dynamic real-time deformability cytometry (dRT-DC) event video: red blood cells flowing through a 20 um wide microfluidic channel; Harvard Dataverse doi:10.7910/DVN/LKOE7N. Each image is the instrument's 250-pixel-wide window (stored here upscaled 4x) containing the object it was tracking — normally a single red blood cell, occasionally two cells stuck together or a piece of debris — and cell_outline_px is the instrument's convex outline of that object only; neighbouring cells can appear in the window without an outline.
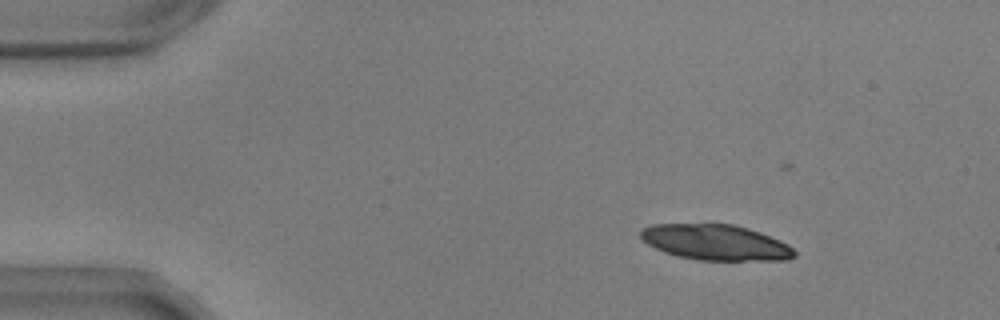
{"species": "common noctule bat (a hibernating species)", "species_latin": "Nyctalus noctula", "temperature_condition": "warm", "stored_images_in_passage": 40, "camera_frame_rate_fps": 3000, "um_per_image_px": 0.085, "animal": {"sex": "male", "body_mass_g": 17.9, "forearm_length_mm": 54.2}, "frame": {"image": 1, "passage_image": 1, "time_ms": 0.0, "image_size_px": [1000, 320], "cell_outline_px": [[796, 256], [788, 260], [700, 260], [676, 256], [664, 252], [648, 244], [640, 236], [640, 228], [652, 224], [732, 224], [748, 228], [760, 232], [780, 240], [788, 244], [796, 252]], "centroid_in_image_um": [60.83, 20.6], "position_along_channel_um": 24.2, "area_um2": 31.96}}